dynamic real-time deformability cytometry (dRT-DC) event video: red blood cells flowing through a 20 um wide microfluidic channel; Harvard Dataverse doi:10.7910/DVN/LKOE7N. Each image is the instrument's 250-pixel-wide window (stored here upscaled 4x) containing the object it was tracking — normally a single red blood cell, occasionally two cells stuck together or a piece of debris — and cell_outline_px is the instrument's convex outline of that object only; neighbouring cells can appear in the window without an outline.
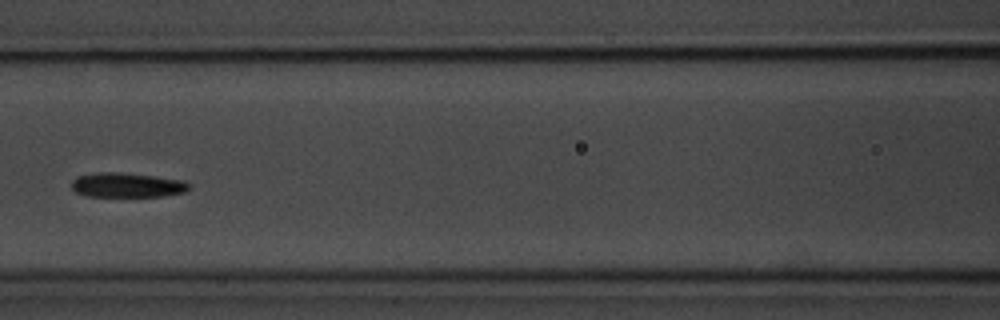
{"species": "common noctule bat (a hibernating species)", "species_latin": "Nyctalus noctula", "temperature_condition": "room temperature", "stored_images_in_passage": 6, "camera_frame_rate_fps": 3000, "um_per_image_px": 0.085, "animal": {"sex": "male", "body_mass_g": 20.1, "forearm_length_mm": 53.5}, "frame": {"image": 1, "passage_image": 6, "time_ms": 6.333, "image_size_px": [1000, 320], "cell_outline_px": [[192, 188], [184, 192], [164, 196], [88, 196], [76, 192], [72, 188], [72, 180], [76, 176], [96, 172], [120, 172], [156, 176], [184, 180]], "centroid_in_image_um": [10.81, 15.72], "position_along_channel_um": 155.8, "area_um2": 16.94}}